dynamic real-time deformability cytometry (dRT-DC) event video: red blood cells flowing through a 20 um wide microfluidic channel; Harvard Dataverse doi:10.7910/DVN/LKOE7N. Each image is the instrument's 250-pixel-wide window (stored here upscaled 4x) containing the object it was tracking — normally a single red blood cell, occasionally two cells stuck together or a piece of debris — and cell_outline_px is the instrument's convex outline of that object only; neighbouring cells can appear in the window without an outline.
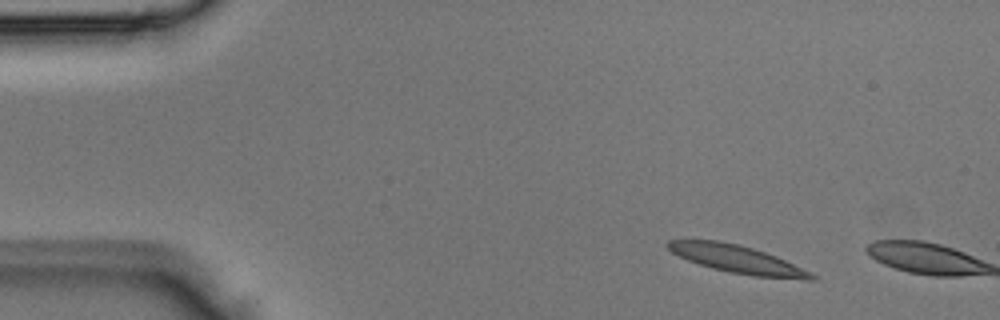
{"species": "Egyptian fruit bat (a non-hibernating species)", "species_latin": "Rousettus aegyptiacus", "temperature_condition": "room temperature", "stored_images_in_passage": 2, "camera_frame_rate_fps": 3000, "um_per_image_px": 0.085, "animal": {"sex": "male"}, "frame": {"image": 1, "passage_image": 1, "time_ms": 0.0, "image_size_px": [1000, 320], "cell_outline_px": [[820, 276], [816, 280], [804, 280], [752, 276], [712, 268], [688, 260], [672, 252], [664, 244], [668, 240], [716, 240], [736, 244], [752, 248], [776, 256], [812, 272]], "centroid_in_image_um": [62.74, 22.05], "position_along_channel_um": 22.3, "area_um2": 23.24}}